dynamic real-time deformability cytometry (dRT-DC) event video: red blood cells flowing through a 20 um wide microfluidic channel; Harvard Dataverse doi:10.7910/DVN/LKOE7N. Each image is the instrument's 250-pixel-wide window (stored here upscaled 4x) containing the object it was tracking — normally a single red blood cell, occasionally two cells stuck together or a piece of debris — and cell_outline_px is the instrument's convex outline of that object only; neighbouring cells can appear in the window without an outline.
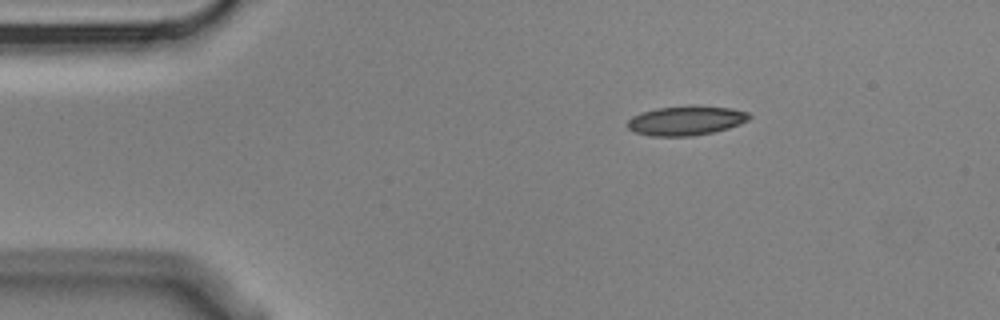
{"species": "Egyptian fruit bat (a non-hibernating species)", "species_latin": "Rousettus aegyptiacus", "temperature_condition": "cold", "stored_images_in_passage": 3, "camera_frame_rate_fps": 3000, "um_per_image_px": 0.085, "animal": {"sex": "male"}, "frame": {"image": 1, "passage_image": 1, "time_ms": 0.0, "image_size_px": [1000, 320], "cell_outline_px": [[752, 116], [748, 120], [740, 124], [728, 128], [712, 132], [692, 136], [652, 136], [632, 132], [628, 128], [628, 120], [632, 116], [640, 112], [656, 108], [688, 104], [696, 104], [732, 108], [748, 112]], "centroid_in_image_um": [58.31, 10.22], "position_along_channel_um": 26.7, "area_um2": 21.39}}